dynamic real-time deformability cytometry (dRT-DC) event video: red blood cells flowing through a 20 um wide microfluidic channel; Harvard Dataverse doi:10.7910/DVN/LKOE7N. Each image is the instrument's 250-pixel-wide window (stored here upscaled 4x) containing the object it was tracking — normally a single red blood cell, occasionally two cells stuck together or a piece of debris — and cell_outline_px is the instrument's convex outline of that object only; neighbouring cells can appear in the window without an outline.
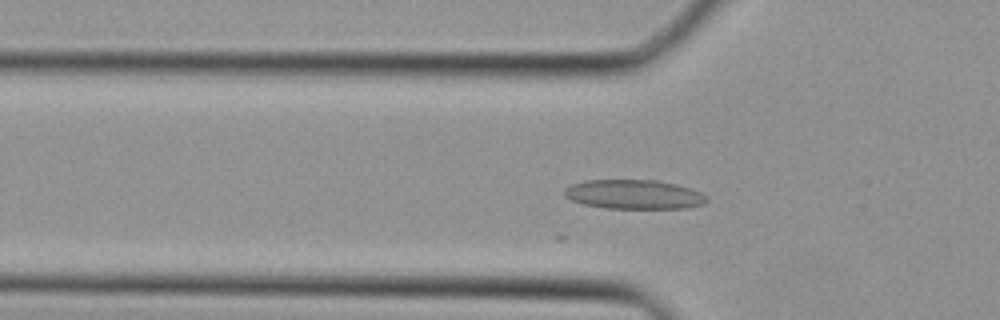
{"species": "Egyptian fruit bat (a non-hibernating species)", "species_latin": "Rousettus aegyptiacus", "temperature_condition": "cold", "stored_images_in_passage": 20, "camera_frame_rate_fps": 3000, "um_per_image_px": 0.085, "animal": {"sex": "female"}, "frame": {"image": 1, "passage_image": 11, "time_ms": 3.333, "image_size_px": [1000, 320], "cell_outline_px": [[708, 200], [704, 204], [688, 208], [604, 208], [584, 204], [572, 200], [564, 196], [564, 188], [572, 184], [584, 180], [656, 180], [676, 184], [700, 192], [708, 196]], "centroid_in_image_um": [53.89, 16.52], "position_along_channel_um": 71.9, "area_um2": 24.33}}
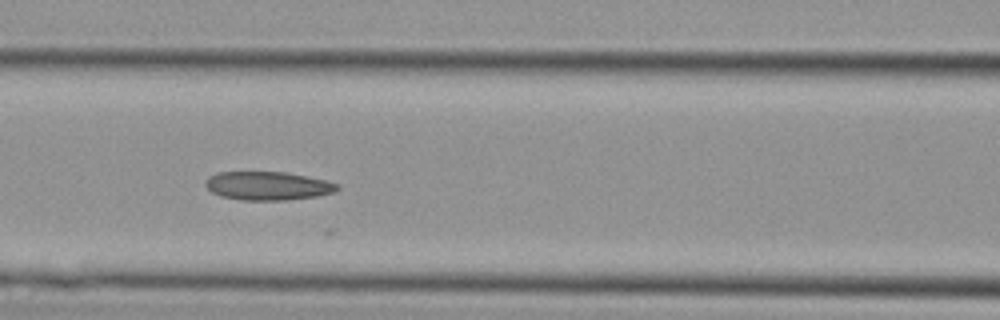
{"frame": {"image": 2, "passage_image": 15, "time_ms": 4.667, "image_size_px": [1000, 320], "cell_outline_px": [[340, 188], [336, 192], [316, 196], [288, 200], [240, 200], [220, 196], [212, 192], [204, 184], [208, 176], [216, 172], [288, 172], [328, 180], [340, 184]], "centroid_in_image_um": [22.8, 15.79], "position_along_channel_um": 143.8, "area_um2": 22.25}}
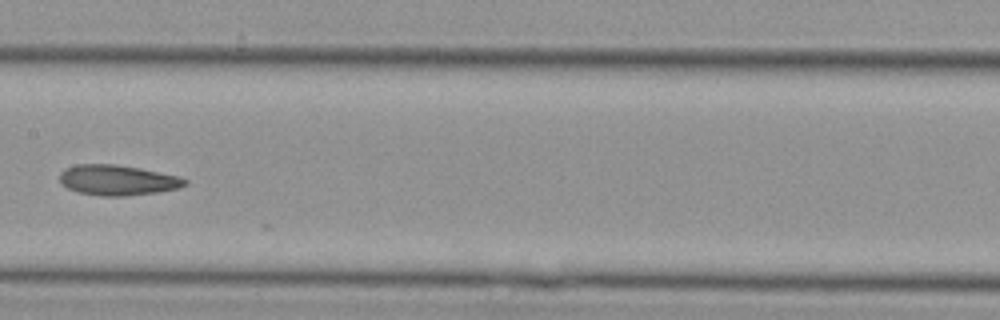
{"frame": {"image": 3, "passage_image": 18, "time_ms": 5.667, "image_size_px": [1000, 320], "cell_outline_px": [[188, 184], [180, 188], [156, 192], [124, 196], [100, 196], [80, 192], [68, 188], [60, 184], [60, 172], [64, 168], [76, 164], [116, 164], [180, 176], [188, 180]], "centroid_in_image_um": [9.99, 15.31], "position_along_channel_um": 197.4, "area_um2": 22.2}}